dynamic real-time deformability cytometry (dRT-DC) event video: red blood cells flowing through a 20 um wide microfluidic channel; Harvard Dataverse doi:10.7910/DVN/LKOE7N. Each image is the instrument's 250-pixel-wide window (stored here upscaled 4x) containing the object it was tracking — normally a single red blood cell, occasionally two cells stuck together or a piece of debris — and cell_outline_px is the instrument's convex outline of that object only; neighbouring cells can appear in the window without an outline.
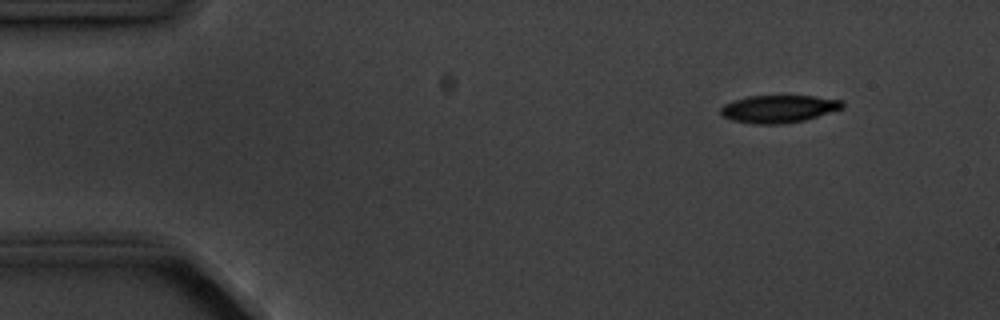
{"species": "common noctule bat (a hibernating species)", "species_latin": "Nyctalus noctula", "temperature_condition": "cold", "stored_images_in_passage": 6, "camera_frame_rate_fps": 3000, "um_per_image_px": 0.085, "animal": {"sex": "male", "body_mass_g": 20.1, "forearm_length_mm": 53.5}, "frame": {"image": 1, "passage_image": 2, "time_ms": 1.0, "image_size_px": [1000, 320], "cell_outline_px": [[844, 108], [804, 120], [784, 124], [752, 124], [732, 120], [724, 116], [720, 112], [720, 108], [724, 104], [732, 100], [748, 96], [812, 96], [844, 100]], "centroid_in_image_um": [66.19, 9.25], "position_along_channel_um": 18.8, "area_um2": 19.65}}
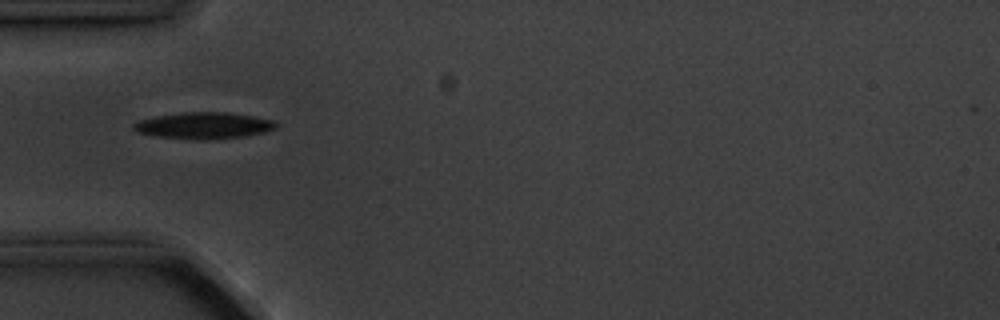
{"frame": {"image": 2, "passage_image": 5, "time_ms": 4.667, "image_size_px": [1000, 320], "cell_outline_px": [[276, 128], [264, 132], [244, 136], [204, 140], [156, 136], [136, 132], [132, 128], [132, 124], [140, 120], [156, 116], [184, 112], [224, 112], [252, 116], [276, 120]], "centroid_in_image_um": [17.31, 10.67], "position_along_channel_um": 67.7, "area_um2": 21.85}}